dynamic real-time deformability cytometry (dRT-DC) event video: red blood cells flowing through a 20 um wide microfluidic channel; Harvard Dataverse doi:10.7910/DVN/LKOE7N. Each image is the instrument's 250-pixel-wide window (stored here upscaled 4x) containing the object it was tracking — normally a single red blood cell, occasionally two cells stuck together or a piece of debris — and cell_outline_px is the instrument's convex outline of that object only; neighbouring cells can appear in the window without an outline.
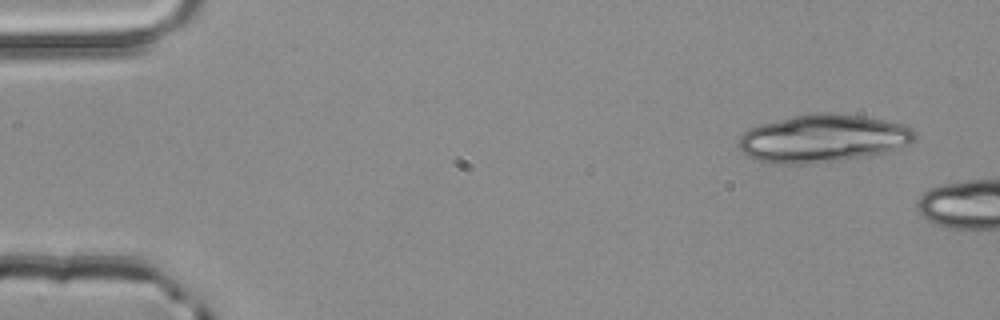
{"species": "common noctule bat (a hibernating species)", "species_latin": "Nyctalus noctula", "temperature_condition": "room temperature", "stored_images_in_passage": 2, "camera_frame_rate_fps": 3000, "um_per_image_px": 0.085, "animal": {"sex": "male", "body_mass_g": 20.4}, "frame": {"image": 1, "passage_image": 1, "time_ms": 0.0, "image_size_px": [1000, 320], "cell_outline_px": [[916, 140], [900, 148], [868, 156], [844, 160], [800, 164], [776, 164], [756, 160], [740, 152], [736, 144], [740, 136], [744, 132], [760, 124], [792, 116], [812, 112], [832, 112], [864, 116], [884, 120], [900, 124], [912, 128], [916, 132]], "centroid_in_image_um": [69.92, 11.76], "position_along_channel_um": 15.1, "area_um2": 49.53}}